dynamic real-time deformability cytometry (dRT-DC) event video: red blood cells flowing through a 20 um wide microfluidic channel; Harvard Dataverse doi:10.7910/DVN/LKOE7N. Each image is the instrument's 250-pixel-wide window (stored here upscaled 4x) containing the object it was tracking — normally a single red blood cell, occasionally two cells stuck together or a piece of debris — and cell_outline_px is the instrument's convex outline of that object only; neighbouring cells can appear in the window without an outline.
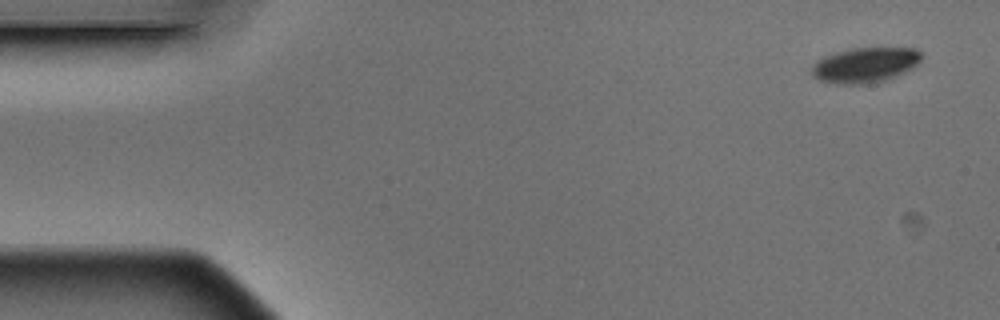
{"species": "Egyptian fruit bat (a non-hibernating species)", "species_latin": "Rousettus aegyptiacus", "temperature_condition": "warm", "stored_images_in_passage": 6, "camera_frame_rate_fps": 3000, "um_per_image_px": 0.085, "animal": {"sex": "male"}, "frame": {"image": 1, "passage_image": 1, "time_ms": 0.0, "image_size_px": [1000, 320], "cell_outline_px": [[924, 56], [912, 68], [904, 72], [884, 80], [868, 84], [836, 84], [820, 80], [812, 76], [812, 64], [816, 60], [824, 56], [836, 52], [852, 48], [916, 48]], "centroid_in_image_um": [73.51, 5.52], "position_along_channel_um": 11.5, "area_um2": 22.48}}
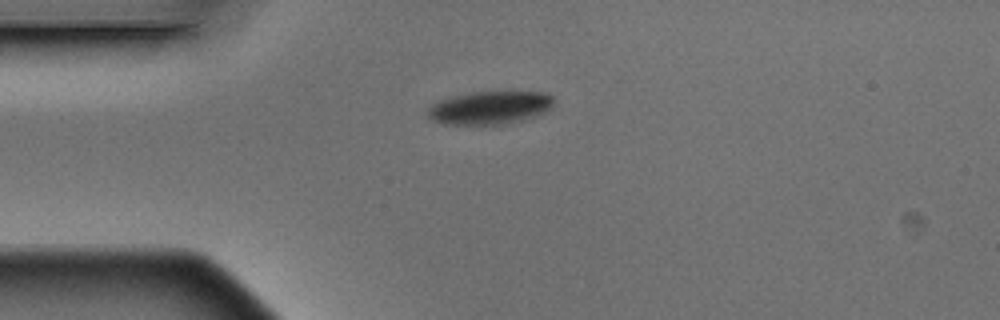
{"frame": {"image": 2, "passage_image": 4, "time_ms": 1.0, "image_size_px": [1000, 320], "cell_outline_px": [[552, 104], [544, 112], [536, 116], [524, 120], [500, 124], [444, 124], [432, 120], [428, 116], [428, 108], [432, 104], [440, 100], [452, 96], [472, 92], [544, 92], [552, 96]], "centroid_in_image_um": [41.61, 9.15], "position_along_channel_um": 43.4, "area_um2": 24.04}}
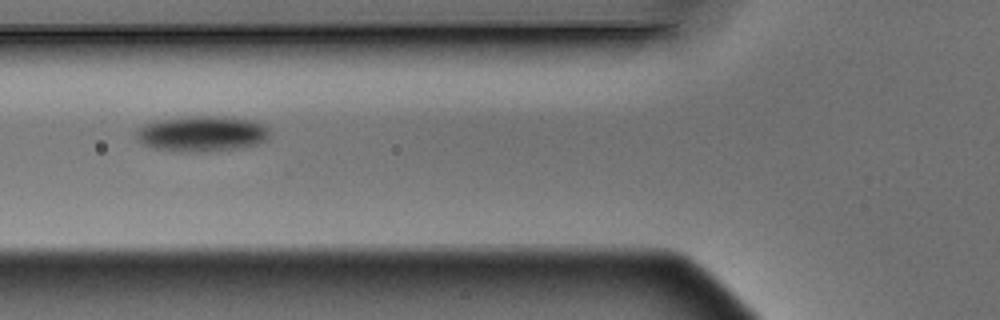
{"frame": {"image": 3, "passage_image": 6, "time_ms": 1.667, "image_size_px": [1000, 320], "cell_outline_px": [[268, 136], [264, 140], [256, 144], [236, 148], [208, 152], [188, 152], [156, 148], [144, 144], [136, 136], [136, 128], [152, 120], [196, 116], [212, 116], [252, 120], [268, 128]], "centroid_in_image_um": [17.11, 11.36], "position_along_channel_um": 108.7, "area_um2": 27.34}}